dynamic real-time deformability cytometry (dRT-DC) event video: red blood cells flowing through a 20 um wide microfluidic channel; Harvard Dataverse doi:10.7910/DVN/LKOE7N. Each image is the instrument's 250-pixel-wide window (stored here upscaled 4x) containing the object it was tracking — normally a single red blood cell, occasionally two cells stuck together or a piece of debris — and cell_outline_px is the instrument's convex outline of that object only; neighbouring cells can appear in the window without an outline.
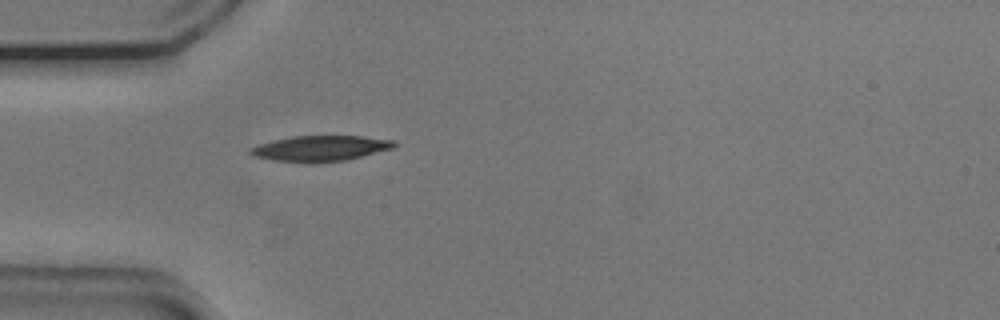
{"species": "common noctule bat (a hibernating species)", "species_latin": "Nyctalus noctula", "temperature_condition": "cold", "stored_images_in_passage": 36, "camera_frame_rate_fps": 3000, "um_per_image_px": 0.085, "animal": {"sex": "male", "body_mass_g": 20.5, "forearm_length_mm": 52.5}, "frame": {"image": 1, "passage_image": 1, "time_ms": 0.0, "image_size_px": [1000, 320], "cell_outline_px": [[396, 144], [392, 148], [344, 160], [272, 160], [256, 156], [248, 152], [248, 148], [260, 144], [292, 136], [364, 136], [396, 140]], "centroid_in_image_um": [27.26, 12.56], "position_along_channel_um": 57.7, "area_um2": 20.35}}
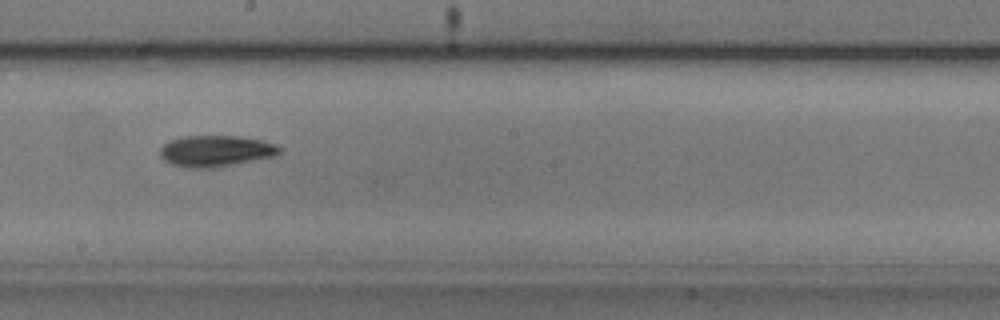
{"frame": {"image": 2, "passage_image": 15, "time_ms": 4.667, "image_size_px": [1000, 320], "cell_outline_px": [[280, 152], [276, 156], [216, 168], [188, 168], [172, 164], [164, 160], [160, 156], [160, 148], [168, 140], [184, 136], [236, 136], [260, 140], [276, 144], [280, 148]], "centroid_in_image_um": [18.32, 12.84], "position_along_channel_um": 229.9, "area_um2": 21.85}}
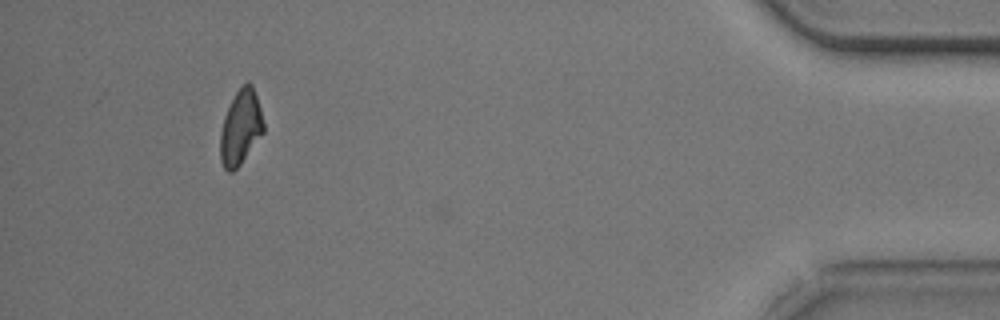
{"frame": {"image": 3, "passage_image": 35, "time_ms": 11.333, "image_size_px": [1000, 320], "cell_outline_px": [[264, 132], [240, 164], [232, 172], [228, 172], [224, 168], [220, 160], [220, 132], [224, 116], [236, 92], [248, 80], [252, 84], [260, 108], [264, 124]], "centroid_in_image_um": [20.44, 10.84], "position_along_channel_um": 414.8, "area_um2": 18.67}, "authors_computed_cell_mechanics": {"area_um2": 20.4323, "velocity_mm_per_s": 3.7552, "shape_relaxation_time_tau1_ms": 3.0007, "shape_relaxation_time_tau2_ms": null, "deformation_change_tau1": 0.1049, "deformation_change_tau2": null}}